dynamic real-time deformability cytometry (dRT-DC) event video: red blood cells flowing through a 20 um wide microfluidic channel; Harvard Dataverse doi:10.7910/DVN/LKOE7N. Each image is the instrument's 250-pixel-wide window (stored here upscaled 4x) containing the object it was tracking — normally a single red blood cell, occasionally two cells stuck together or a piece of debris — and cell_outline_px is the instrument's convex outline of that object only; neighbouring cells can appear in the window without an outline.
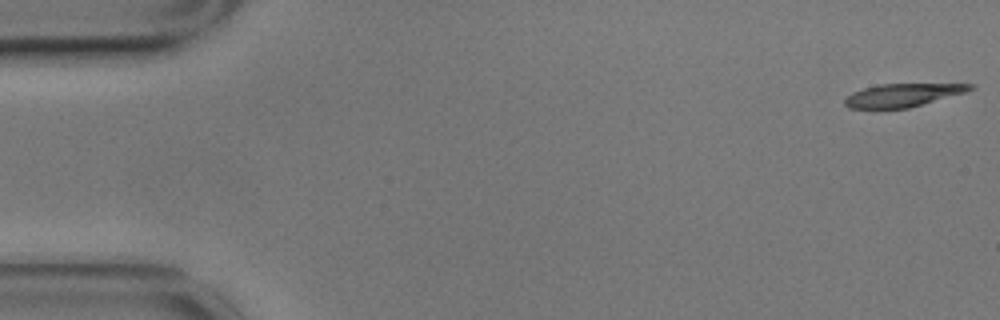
{"species": "common noctule bat (a hibernating species)", "species_latin": "Nyctalus noctula", "temperature_condition": "cold", "stored_images_in_passage": 15, "camera_frame_rate_fps": 3000, "um_per_image_px": 0.085, "animal": {"sex": "male", "body_mass_g": 17.9}, "frame": {"image": 1, "passage_image": 1, "time_ms": 0.0, "image_size_px": [1000, 320], "cell_outline_px": [[976, 88], [964, 92], [908, 108], [848, 108], [844, 104], [844, 100], [852, 92], [864, 88], [880, 84], [976, 84]], "centroid_in_image_um": [76.71, 8.08], "position_along_channel_um": 8.3, "area_um2": 16.59}}
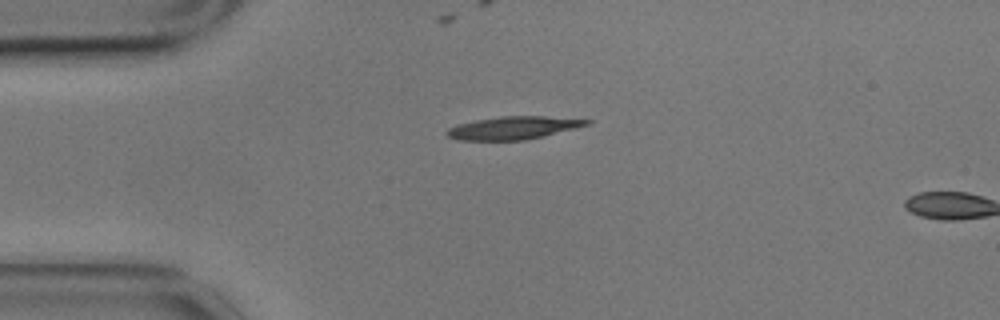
{"frame": {"image": 2, "passage_image": 13, "time_ms": 4.0, "image_size_px": [1000, 320], "cell_outline_px": [[592, 120], [588, 124], [576, 128], [544, 136], [524, 140], [456, 140], [448, 136], [444, 132], [448, 128], [460, 124], [476, 120], [500, 116], [544, 116]], "centroid_in_image_um": [43.61, 10.87], "position_along_channel_um": 41.4, "area_um2": 18.5}}